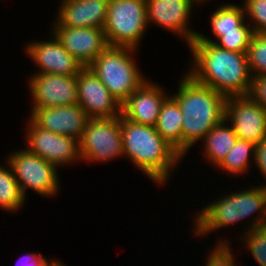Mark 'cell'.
I'll return each instance as SVG.
<instances>
[{
    "mask_svg": "<svg viewBox=\"0 0 266 266\" xmlns=\"http://www.w3.org/2000/svg\"><path fill=\"white\" fill-rule=\"evenodd\" d=\"M188 48L192 59L185 72L197 83L211 87L225 97L248 95L252 75L246 53L225 50L197 38Z\"/></svg>",
    "mask_w": 266,
    "mask_h": 266,
    "instance_id": "obj_1",
    "label": "cell"
},
{
    "mask_svg": "<svg viewBox=\"0 0 266 266\" xmlns=\"http://www.w3.org/2000/svg\"><path fill=\"white\" fill-rule=\"evenodd\" d=\"M248 188L223 194L217 199H208L209 203L203 205L195 212L192 231L194 238H202L219 229L234 227L237 223L247 222L241 235L250 230L266 225V185L251 184ZM254 216V217H252ZM251 218V219H250ZM246 219H249L246 221ZM248 225V226H247ZM244 231V232H243Z\"/></svg>",
    "mask_w": 266,
    "mask_h": 266,
    "instance_id": "obj_2",
    "label": "cell"
},
{
    "mask_svg": "<svg viewBox=\"0 0 266 266\" xmlns=\"http://www.w3.org/2000/svg\"><path fill=\"white\" fill-rule=\"evenodd\" d=\"M120 127L124 158L148 176L155 186L167 185L171 172L179 168L184 157L154 126L134 123L121 114Z\"/></svg>",
    "mask_w": 266,
    "mask_h": 266,
    "instance_id": "obj_3",
    "label": "cell"
},
{
    "mask_svg": "<svg viewBox=\"0 0 266 266\" xmlns=\"http://www.w3.org/2000/svg\"><path fill=\"white\" fill-rule=\"evenodd\" d=\"M175 93H169L179 104L182 121V156L210 130L225 119L227 97L211 87L197 83L189 74L183 73Z\"/></svg>",
    "mask_w": 266,
    "mask_h": 266,
    "instance_id": "obj_4",
    "label": "cell"
},
{
    "mask_svg": "<svg viewBox=\"0 0 266 266\" xmlns=\"http://www.w3.org/2000/svg\"><path fill=\"white\" fill-rule=\"evenodd\" d=\"M137 51L129 47L108 46L88 66L120 105L147 80L137 65Z\"/></svg>",
    "mask_w": 266,
    "mask_h": 266,
    "instance_id": "obj_5",
    "label": "cell"
},
{
    "mask_svg": "<svg viewBox=\"0 0 266 266\" xmlns=\"http://www.w3.org/2000/svg\"><path fill=\"white\" fill-rule=\"evenodd\" d=\"M147 29L146 0H109L103 28L109 46L138 50Z\"/></svg>",
    "mask_w": 266,
    "mask_h": 266,
    "instance_id": "obj_6",
    "label": "cell"
},
{
    "mask_svg": "<svg viewBox=\"0 0 266 266\" xmlns=\"http://www.w3.org/2000/svg\"><path fill=\"white\" fill-rule=\"evenodd\" d=\"M5 158L25 199L28 189L49 199L59 193L61 188L59 168L53 164L31 153L26 147L9 152Z\"/></svg>",
    "mask_w": 266,
    "mask_h": 266,
    "instance_id": "obj_7",
    "label": "cell"
},
{
    "mask_svg": "<svg viewBox=\"0 0 266 266\" xmlns=\"http://www.w3.org/2000/svg\"><path fill=\"white\" fill-rule=\"evenodd\" d=\"M81 162L107 163L124 158L120 116L90 118L79 140Z\"/></svg>",
    "mask_w": 266,
    "mask_h": 266,
    "instance_id": "obj_8",
    "label": "cell"
},
{
    "mask_svg": "<svg viewBox=\"0 0 266 266\" xmlns=\"http://www.w3.org/2000/svg\"><path fill=\"white\" fill-rule=\"evenodd\" d=\"M27 127L24 130L27 146L33 154L42 157L55 167H69L81 161L79 140L68 135H58L38 127L29 117H26ZM76 161V162H75ZM78 161V162H77ZM68 165V166H67Z\"/></svg>",
    "mask_w": 266,
    "mask_h": 266,
    "instance_id": "obj_9",
    "label": "cell"
},
{
    "mask_svg": "<svg viewBox=\"0 0 266 266\" xmlns=\"http://www.w3.org/2000/svg\"><path fill=\"white\" fill-rule=\"evenodd\" d=\"M196 7L192 0H146L148 26L172 32L188 46L198 35L194 27L190 28L192 11H197Z\"/></svg>",
    "mask_w": 266,
    "mask_h": 266,
    "instance_id": "obj_10",
    "label": "cell"
},
{
    "mask_svg": "<svg viewBox=\"0 0 266 266\" xmlns=\"http://www.w3.org/2000/svg\"><path fill=\"white\" fill-rule=\"evenodd\" d=\"M50 33L48 40L34 39L24 47L25 55L38 68L33 74L77 76L84 67L61 45L55 35Z\"/></svg>",
    "mask_w": 266,
    "mask_h": 266,
    "instance_id": "obj_11",
    "label": "cell"
},
{
    "mask_svg": "<svg viewBox=\"0 0 266 266\" xmlns=\"http://www.w3.org/2000/svg\"><path fill=\"white\" fill-rule=\"evenodd\" d=\"M50 27V32L83 67H88L109 46L103 28H70L57 19Z\"/></svg>",
    "mask_w": 266,
    "mask_h": 266,
    "instance_id": "obj_12",
    "label": "cell"
},
{
    "mask_svg": "<svg viewBox=\"0 0 266 266\" xmlns=\"http://www.w3.org/2000/svg\"><path fill=\"white\" fill-rule=\"evenodd\" d=\"M225 119L238 139L254 144L266 139V110L248 95L227 97Z\"/></svg>",
    "mask_w": 266,
    "mask_h": 266,
    "instance_id": "obj_13",
    "label": "cell"
},
{
    "mask_svg": "<svg viewBox=\"0 0 266 266\" xmlns=\"http://www.w3.org/2000/svg\"><path fill=\"white\" fill-rule=\"evenodd\" d=\"M31 108L75 105L78 102L77 76L31 74L28 78Z\"/></svg>",
    "mask_w": 266,
    "mask_h": 266,
    "instance_id": "obj_14",
    "label": "cell"
},
{
    "mask_svg": "<svg viewBox=\"0 0 266 266\" xmlns=\"http://www.w3.org/2000/svg\"><path fill=\"white\" fill-rule=\"evenodd\" d=\"M77 104L89 118H116L121 115L120 103L89 67L77 74Z\"/></svg>",
    "mask_w": 266,
    "mask_h": 266,
    "instance_id": "obj_15",
    "label": "cell"
},
{
    "mask_svg": "<svg viewBox=\"0 0 266 266\" xmlns=\"http://www.w3.org/2000/svg\"><path fill=\"white\" fill-rule=\"evenodd\" d=\"M28 117L40 128L80 140L90 119L78 104L31 108Z\"/></svg>",
    "mask_w": 266,
    "mask_h": 266,
    "instance_id": "obj_16",
    "label": "cell"
},
{
    "mask_svg": "<svg viewBox=\"0 0 266 266\" xmlns=\"http://www.w3.org/2000/svg\"><path fill=\"white\" fill-rule=\"evenodd\" d=\"M168 96L165 87L149 78L121 105V114L134 123L155 127Z\"/></svg>",
    "mask_w": 266,
    "mask_h": 266,
    "instance_id": "obj_17",
    "label": "cell"
},
{
    "mask_svg": "<svg viewBox=\"0 0 266 266\" xmlns=\"http://www.w3.org/2000/svg\"><path fill=\"white\" fill-rule=\"evenodd\" d=\"M109 0H59L54 18L70 28H104Z\"/></svg>",
    "mask_w": 266,
    "mask_h": 266,
    "instance_id": "obj_18",
    "label": "cell"
},
{
    "mask_svg": "<svg viewBox=\"0 0 266 266\" xmlns=\"http://www.w3.org/2000/svg\"><path fill=\"white\" fill-rule=\"evenodd\" d=\"M237 136L231 125L224 119L214 126L202 140L203 159L217 167L234 146Z\"/></svg>",
    "mask_w": 266,
    "mask_h": 266,
    "instance_id": "obj_19",
    "label": "cell"
},
{
    "mask_svg": "<svg viewBox=\"0 0 266 266\" xmlns=\"http://www.w3.org/2000/svg\"><path fill=\"white\" fill-rule=\"evenodd\" d=\"M183 115L178 102L169 95L163 102L156 131L182 155Z\"/></svg>",
    "mask_w": 266,
    "mask_h": 266,
    "instance_id": "obj_20",
    "label": "cell"
},
{
    "mask_svg": "<svg viewBox=\"0 0 266 266\" xmlns=\"http://www.w3.org/2000/svg\"><path fill=\"white\" fill-rule=\"evenodd\" d=\"M255 144L253 142L238 139L234 146L216 167L219 171L227 174V176H242L247 174L251 167V162H254ZM252 159V160H251Z\"/></svg>",
    "mask_w": 266,
    "mask_h": 266,
    "instance_id": "obj_21",
    "label": "cell"
},
{
    "mask_svg": "<svg viewBox=\"0 0 266 266\" xmlns=\"http://www.w3.org/2000/svg\"><path fill=\"white\" fill-rule=\"evenodd\" d=\"M0 164V210L16 213L24 208L27 199L22 195L11 166Z\"/></svg>",
    "mask_w": 266,
    "mask_h": 266,
    "instance_id": "obj_22",
    "label": "cell"
},
{
    "mask_svg": "<svg viewBox=\"0 0 266 266\" xmlns=\"http://www.w3.org/2000/svg\"><path fill=\"white\" fill-rule=\"evenodd\" d=\"M213 36H205L203 33L198 32L197 39L199 41L211 42L218 47L240 53H247L250 40L253 34L251 25L245 20L238 28L237 31L230 32H212ZM215 40H214V39ZM217 40V41H216Z\"/></svg>",
    "mask_w": 266,
    "mask_h": 266,
    "instance_id": "obj_23",
    "label": "cell"
},
{
    "mask_svg": "<svg viewBox=\"0 0 266 266\" xmlns=\"http://www.w3.org/2000/svg\"><path fill=\"white\" fill-rule=\"evenodd\" d=\"M212 32L237 31V28L246 20L244 7L232 2L223 3L216 7L209 16Z\"/></svg>",
    "mask_w": 266,
    "mask_h": 266,
    "instance_id": "obj_24",
    "label": "cell"
},
{
    "mask_svg": "<svg viewBox=\"0 0 266 266\" xmlns=\"http://www.w3.org/2000/svg\"><path fill=\"white\" fill-rule=\"evenodd\" d=\"M246 55L251 75H266V33L252 34Z\"/></svg>",
    "mask_w": 266,
    "mask_h": 266,
    "instance_id": "obj_25",
    "label": "cell"
},
{
    "mask_svg": "<svg viewBox=\"0 0 266 266\" xmlns=\"http://www.w3.org/2000/svg\"><path fill=\"white\" fill-rule=\"evenodd\" d=\"M239 242L243 243L251 257L259 266H266V225L250 230L249 232L238 236Z\"/></svg>",
    "mask_w": 266,
    "mask_h": 266,
    "instance_id": "obj_26",
    "label": "cell"
},
{
    "mask_svg": "<svg viewBox=\"0 0 266 266\" xmlns=\"http://www.w3.org/2000/svg\"><path fill=\"white\" fill-rule=\"evenodd\" d=\"M230 238H220L218 241L214 244L212 250H210L207 253V257L204 261L205 266H239L241 263H237L235 258L236 254L233 255L235 252L230 244ZM231 245V246H230Z\"/></svg>",
    "mask_w": 266,
    "mask_h": 266,
    "instance_id": "obj_27",
    "label": "cell"
},
{
    "mask_svg": "<svg viewBox=\"0 0 266 266\" xmlns=\"http://www.w3.org/2000/svg\"><path fill=\"white\" fill-rule=\"evenodd\" d=\"M246 21L253 33H266V0H242Z\"/></svg>",
    "mask_w": 266,
    "mask_h": 266,
    "instance_id": "obj_28",
    "label": "cell"
},
{
    "mask_svg": "<svg viewBox=\"0 0 266 266\" xmlns=\"http://www.w3.org/2000/svg\"><path fill=\"white\" fill-rule=\"evenodd\" d=\"M248 96L266 110V75L252 76Z\"/></svg>",
    "mask_w": 266,
    "mask_h": 266,
    "instance_id": "obj_29",
    "label": "cell"
},
{
    "mask_svg": "<svg viewBox=\"0 0 266 266\" xmlns=\"http://www.w3.org/2000/svg\"><path fill=\"white\" fill-rule=\"evenodd\" d=\"M20 259V260H19ZM56 258L47 259L39 252H28L27 254L18 258L16 265L18 266H50Z\"/></svg>",
    "mask_w": 266,
    "mask_h": 266,
    "instance_id": "obj_30",
    "label": "cell"
},
{
    "mask_svg": "<svg viewBox=\"0 0 266 266\" xmlns=\"http://www.w3.org/2000/svg\"><path fill=\"white\" fill-rule=\"evenodd\" d=\"M255 155H254V164L258 171L263 175L264 182L263 185H266V139L255 144Z\"/></svg>",
    "mask_w": 266,
    "mask_h": 266,
    "instance_id": "obj_31",
    "label": "cell"
},
{
    "mask_svg": "<svg viewBox=\"0 0 266 266\" xmlns=\"http://www.w3.org/2000/svg\"><path fill=\"white\" fill-rule=\"evenodd\" d=\"M197 6L198 8L201 7V5H203L204 3H211L212 0H192Z\"/></svg>",
    "mask_w": 266,
    "mask_h": 266,
    "instance_id": "obj_32",
    "label": "cell"
},
{
    "mask_svg": "<svg viewBox=\"0 0 266 266\" xmlns=\"http://www.w3.org/2000/svg\"><path fill=\"white\" fill-rule=\"evenodd\" d=\"M50 266H67L61 260L55 259Z\"/></svg>",
    "mask_w": 266,
    "mask_h": 266,
    "instance_id": "obj_33",
    "label": "cell"
}]
</instances>
